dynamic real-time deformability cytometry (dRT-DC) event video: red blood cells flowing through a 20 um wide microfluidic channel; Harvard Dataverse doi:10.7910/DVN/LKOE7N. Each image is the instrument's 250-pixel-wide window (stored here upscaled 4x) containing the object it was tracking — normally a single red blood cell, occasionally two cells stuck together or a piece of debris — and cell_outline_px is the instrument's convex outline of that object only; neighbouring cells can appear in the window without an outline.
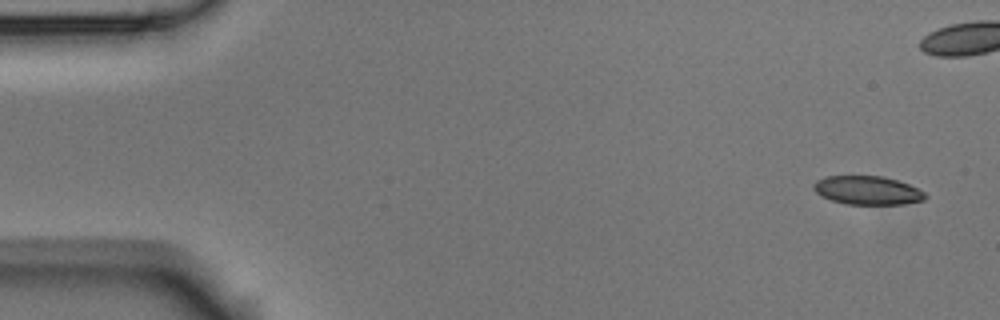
{"species": "Egyptian fruit bat (a non-hibernating species)", "species_latin": "Rousettus aegyptiacus", "temperature_condition": "room temperature", "stored_images_in_passage": 5, "camera_frame_rate_fps": 3000, "um_per_image_px": 0.085, "animal": {"sex": "male"}, "frame": {"image": 1, "passage_image": 1, "time_ms": 0.0, "image_size_px": [1000, 320], "cell_outline_px": [[928, 196], [924, 200], [904, 204], [844, 204], [820, 196], [812, 188], [812, 184], [816, 180], [824, 176], [884, 176], [908, 184], [924, 192]], "centroid_in_image_um": [73.7, 16.18], "position_along_channel_um": 11.3, "area_um2": 18.73}}
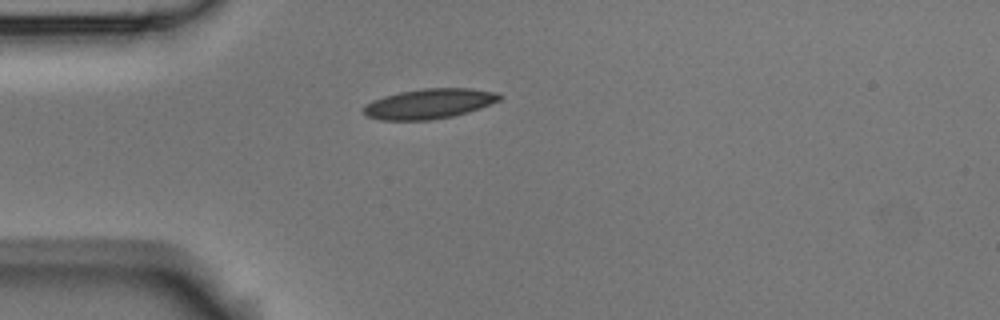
{"frame": {"image": 2, "passage_image": 5, "time_ms": 5.667, "image_size_px": [1000, 320], "cell_outline_px": [[504, 96], [500, 100], [480, 108], [468, 112], [452, 116], [432, 120], [380, 120], [364, 116], [364, 108], [372, 100], [384, 96], [400, 92], [424, 88], [468, 88], [496, 92]], "centroid_in_image_um": [36.49, 8.82], "position_along_channel_um": 48.5, "area_um2": 23.76}}